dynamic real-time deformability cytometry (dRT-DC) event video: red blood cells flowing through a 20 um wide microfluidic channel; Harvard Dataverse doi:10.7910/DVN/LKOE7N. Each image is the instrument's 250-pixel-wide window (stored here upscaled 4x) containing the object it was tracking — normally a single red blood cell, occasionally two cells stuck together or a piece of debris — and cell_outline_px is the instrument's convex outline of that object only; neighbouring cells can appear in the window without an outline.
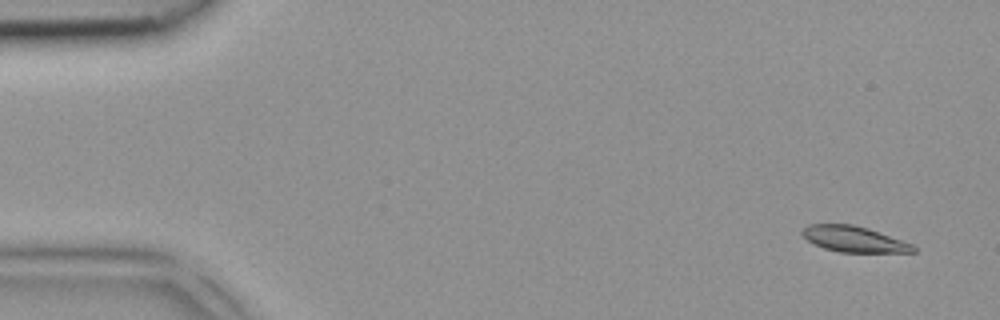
{"species": "common noctule bat (a hibernating species)", "species_latin": "Nyctalus noctula", "temperature_condition": "room temperature", "stored_images_in_passage": 5, "camera_frame_rate_fps": 3000, "um_per_image_px": 0.085, "animal": {"sex": "female", "body_mass_g": 18.4}, "frame": {"image": 1, "passage_image": 1, "time_ms": 0.0, "image_size_px": [1000, 320], "cell_outline_px": [[916, 252], [840, 252], [824, 248], [808, 240], [800, 232], [808, 224], [852, 224], [868, 228], [912, 244], [916, 248]], "centroid_in_image_um": [72.58, 20.32], "position_along_channel_um": 12.4, "area_um2": 16.47}}
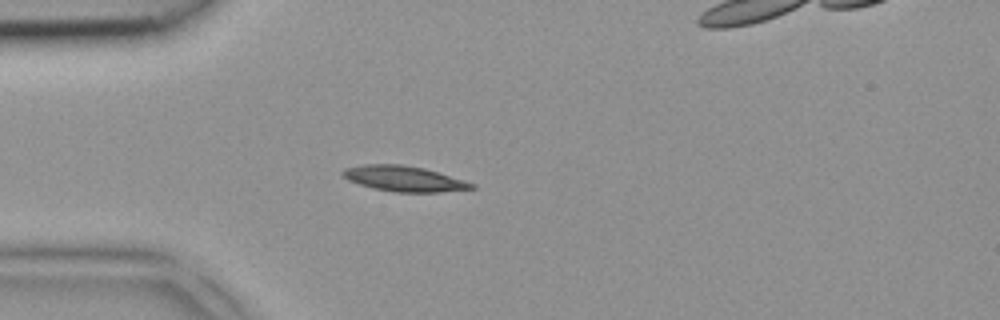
{"frame": {"image": 2, "passage_image": 4, "time_ms": 1.0, "image_size_px": [1000, 320], "cell_outline_px": [[476, 188], [440, 192], [396, 192], [372, 188], [348, 180], [340, 172], [344, 168], [364, 164], [400, 164], [424, 168], [464, 180], [476, 184]], "centroid_in_image_um": [34.33, 15.18], "position_along_channel_um": 50.7, "area_um2": 19.07}}